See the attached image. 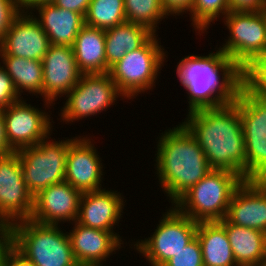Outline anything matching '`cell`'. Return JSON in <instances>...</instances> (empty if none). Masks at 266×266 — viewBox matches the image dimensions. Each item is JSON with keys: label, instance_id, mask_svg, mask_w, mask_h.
Listing matches in <instances>:
<instances>
[{"label": "cell", "instance_id": "11", "mask_svg": "<svg viewBox=\"0 0 266 266\" xmlns=\"http://www.w3.org/2000/svg\"><path fill=\"white\" fill-rule=\"evenodd\" d=\"M60 119L73 122L106 111L123 95L109 73L82 74L78 84L67 94Z\"/></svg>", "mask_w": 266, "mask_h": 266}, {"label": "cell", "instance_id": "20", "mask_svg": "<svg viewBox=\"0 0 266 266\" xmlns=\"http://www.w3.org/2000/svg\"><path fill=\"white\" fill-rule=\"evenodd\" d=\"M74 226L67 233L79 266H102L103 261L123 245V241L113 232L85 227L76 221Z\"/></svg>", "mask_w": 266, "mask_h": 266}, {"label": "cell", "instance_id": "15", "mask_svg": "<svg viewBox=\"0 0 266 266\" xmlns=\"http://www.w3.org/2000/svg\"><path fill=\"white\" fill-rule=\"evenodd\" d=\"M82 193L66 181L53 184L33 196L30 219L46 225L75 222Z\"/></svg>", "mask_w": 266, "mask_h": 266}, {"label": "cell", "instance_id": "32", "mask_svg": "<svg viewBox=\"0 0 266 266\" xmlns=\"http://www.w3.org/2000/svg\"><path fill=\"white\" fill-rule=\"evenodd\" d=\"M21 98L23 99L16 92L11 77L0 63V110L8 108Z\"/></svg>", "mask_w": 266, "mask_h": 266}, {"label": "cell", "instance_id": "6", "mask_svg": "<svg viewBox=\"0 0 266 266\" xmlns=\"http://www.w3.org/2000/svg\"><path fill=\"white\" fill-rule=\"evenodd\" d=\"M163 50L153 34L141 47L127 52L110 68L111 79L124 98H135L153 87L165 61Z\"/></svg>", "mask_w": 266, "mask_h": 266}, {"label": "cell", "instance_id": "26", "mask_svg": "<svg viewBox=\"0 0 266 266\" xmlns=\"http://www.w3.org/2000/svg\"><path fill=\"white\" fill-rule=\"evenodd\" d=\"M2 65L11 77L16 92L21 96L25 90L43 97V67L39 60L6 55L0 49ZM24 89V91H23Z\"/></svg>", "mask_w": 266, "mask_h": 266}, {"label": "cell", "instance_id": "5", "mask_svg": "<svg viewBox=\"0 0 266 266\" xmlns=\"http://www.w3.org/2000/svg\"><path fill=\"white\" fill-rule=\"evenodd\" d=\"M63 232L58 225L20 220L12 224V245L36 266H79Z\"/></svg>", "mask_w": 266, "mask_h": 266}, {"label": "cell", "instance_id": "23", "mask_svg": "<svg viewBox=\"0 0 266 266\" xmlns=\"http://www.w3.org/2000/svg\"><path fill=\"white\" fill-rule=\"evenodd\" d=\"M82 74L106 73L105 30L84 25L72 45Z\"/></svg>", "mask_w": 266, "mask_h": 266}, {"label": "cell", "instance_id": "39", "mask_svg": "<svg viewBox=\"0 0 266 266\" xmlns=\"http://www.w3.org/2000/svg\"><path fill=\"white\" fill-rule=\"evenodd\" d=\"M14 152L8 145L2 110H0V156Z\"/></svg>", "mask_w": 266, "mask_h": 266}, {"label": "cell", "instance_id": "2", "mask_svg": "<svg viewBox=\"0 0 266 266\" xmlns=\"http://www.w3.org/2000/svg\"><path fill=\"white\" fill-rule=\"evenodd\" d=\"M176 72L189 94V112L234 103L243 86L242 69L219 48L207 56H185Z\"/></svg>", "mask_w": 266, "mask_h": 266}, {"label": "cell", "instance_id": "25", "mask_svg": "<svg viewBox=\"0 0 266 266\" xmlns=\"http://www.w3.org/2000/svg\"><path fill=\"white\" fill-rule=\"evenodd\" d=\"M204 266H237L225 228L218 222H198Z\"/></svg>", "mask_w": 266, "mask_h": 266}, {"label": "cell", "instance_id": "9", "mask_svg": "<svg viewBox=\"0 0 266 266\" xmlns=\"http://www.w3.org/2000/svg\"><path fill=\"white\" fill-rule=\"evenodd\" d=\"M246 152V180H266V100L243 86L237 100Z\"/></svg>", "mask_w": 266, "mask_h": 266}, {"label": "cell", "instance_id": "8", "mask_svg": "<svg viewBox=\"0 0 266 266\" xmlns=\"http://www.w3.org/2000/svg\"><path fill=\"white\" fill-rule=\"evenodd\" d=\"M171 208L163 214L153 235L134 244L151 266H163L196 237L198 222L173 208V204Z\"/></svg>", "mask_w": 266, "mask_h": 266}, {"label": "cell", "instance_id": "17", "mask_svg": "<svg viewBox=\"0 0 266 266\" xmlns=\"http://www.w3.org/2000/svg\"><path fill=\"white\" fill-rule=\"evenodd\" d=\"M32 14L21 11L0 39V49L6 55L39 61L45 56L49 39Z\"/></svg>", "mask_w": 266, "mask_h": 266}, {"label": "cell", "instance_id": "1", "mask_svg": "<svg viewBox=\"0 0 266 266\" xmlns=\"http://www.w3.org/2000/svg\"><path fill=\"white\" fill-rule=\"evenodd\" d=\"M182 122L198 141L212 169L233 171L246 180V152L239 108L230 103L188 112Z\"/></svg>", "mask_w": 266, "mask_h": 266}, {"label": "cell", "instance_id": "38", "mask_svg": "<svg viewBox=\"0 0 266 266\" xmlns=\"http://www.w3.org/2000/svg\"><path fill=\"white\" fill-rule=\"evenodd\" d=\"M12 244V224L0 219V262L4 251Z\"/></svg>", "mask_w": 266, "mask_h": 266}, {"label": "cell", "instance_id": "30", "mask_svg": "<svg viewBox=\"0 0 266 266\" xmlns=\"http://www.w3.org/2000/svg\"><path fill=\"white\" fill-rule=\"evenodd\" d=\"M243 87L266 100V51L242 69Z\"/></svg>", "mask_w": 266, "mask_h": 266}, {"label": "cell", "instance_id": "33", "mask_svg": "<svg viewBox=\"0 0 266 266\" xmlns=\"http://www.w3.org/2000/svg\"><path fill=\"white\" fill-rule=\"evenodd\" d=\"M20 12L17 0H0V39Z\"/></svg>", "mask_w": 266, "mask_h": 266}, {"label": "cell", "instance_id": "13", "mask_svg": "<svg viewBox=\"0 0 266 266\" xmlns=\"http://www.w3.org/2000/svg\"><path fill=\"white\" fill-rule=\"evenodd\" d=\"M2 114L7 142L14 152L35 146L51 135L52 122L48 112L40 111L22 99L2 109Z\"/></svg>", "mask_w": 266, "mask_h": 266}, {"label": "cell", "instance_id": "27", "mask_svg": "<svg viewBox=\"0 0 266 266\" xmlns=\"http://www.w3.org/2000/svg\"><path fill=\"white\" fill-rule=\"evenodd\" d=\"M124 22V0H91L84 16L85 25L104 30Z\"/></svg>", "mask_w": 266, "mask_h": 266}, {"label": "cell", "instance_id": "36", "mask_svg": "<svg viewBox=\"0 0 266 266\" xmlns=\"http://www.w3.org/2000/svg\"><path fill=\"white\" fill-rule=\"evenodd\" d=\"M163 7L169 15H182L183 12H190L193 0H161Z\"/></svg>", "mask_w": 266, "mask_h": 266}, {"label": "cell", "instance_id": "34", "mask_svg": "<svg viewBox=\"0 0 266 266\" xmlns=\"http://www.w3.org/2000/svg\"><path fill=\"white\" fill-rule=\"evenodd\" d=\"M0 266H36L31 260L27 259L12 244L4 251Z\"/></svg>", "mask_w": 266, "mask_h": 266}, {"label": "cell", "instance_id": "28", "mask_svg": "<svg viewBox=\"0 0 266 266\" xmlns=\"http://www.w3.org/2000/svg\"><path fill=\"white\" fill-rule=\"evenodd\" d=\"M124 10L127 22L143 25L154 34L157 24L170 16L161 0H124Z\"/></svg>", "mask_w": 266, "mask_h": 266}, {"label": "cell", "instance_id": "7", "mask_svg": "<svg viewBox=\"0 0 266 266\" xmlns=\"http://www.w3.org/2000/svg\"><path fill=\"white\" fill-rule=\"evenodd\" d=\"M49 139L48 136L35 146L17 151L24 181L33 196L53 184L65 181L68 145L72 139Z\"/></svg>", "mask_w": 266, "mask_h": 266}, {"label": "cell", "instance_id": "4", "mask_svg": "<svg viewBox=\"0 0 266 266\" xmlns=\"http://www.w3.org/2000/svg\"><path fill=\"white\" fill-rule=\"evenodd\" d=\"M244 179L226 169H212L174 204L182 214L197 222H213L226 218L229 203Z\"/></svg>", "mask_w": 266, "mask_h": 266}, {"label": "cell", "instance_id": "35", "mask_svg": "<svg viewBox=\"0 0 266 266\" xmlns=\"http://www.w3.org/2000/svg\"><path fill=\"white\" fill-rule=\"evenodd\" d=\"M230 11L262 12L266 9V0H229Z\"/></svg>", "mask_w": 266, "mask_h": 266}, {"label": "cell", "instance_id": "29", "mask_svg": "<svg viewBox=\"0 0 266 266\" xmlns=\"http://www.w3.org/2000/svg\"><path fill=\"white\" fill-rule=\"evenodd\" d=\"M229 12V0H193L189 15L195 31L204 33L211 22L217 21L221 15L225 17Z\"/></svg>", "mask_w": 266, "mask_h": 266}, {"label": "cell", "instance_id": "16", "mask_svg": "<svg viewBox=\"0 0 266 266\" xmlns=\"http://www.w3.org/2000/svg\"><path fill=\"white\" fill-rule=\"evenodd\" d=\"M92 139L81 136L69 142L65 181L81 193L101 190L103 166Z\"/></svg>", "mask_w": 266, "mask_h": 266}, {"label": "cell", "instance_id": "31", "mask_svg": "<svg viewBox=\"0 0 266 266\" xmlns=\"http://www.w3.org/2000/svg\"><path fill=\"white\" fill-rule=\"evenodd\" d=\"M163 266H204L197 236L184 249L174 254Z\"/></svg>", "mask_w": 266, "mask_h": 266}, {"label": "cell", "instance_id": "14", "mask_svg": "<svg viewBox=\"0 0 266 266\" xmlns=\"http://www.w3.org/2000/svg\"><path fill=\"white\" fill-rule=\"evenodd\" d=\"M41 62L43 98L45 105L49 106L58 96H66L78 84L82 73L78 69L72 46L50 44Z\"/></svg>", "mask_w": 266, "mask_h": 266}, {"label": "cell", "instance_id": "19", "mask_svg": "<svg viewBox=\"0 0 266 266\" xmlns=\"http://www.w3.org/2000/svg\"><path fill=\"white\" fill-rule=\"evenodd\" d=\"M117 191L97 190L82 193L76 222L89 228L114 232L113 226L119 223L124 209V198Z\"/></svg>", "mask_w": 266, "mask_h": 266}, {"label": "cell", "instance_id": "3", "mask_svg": "<svg viewBox=\"0 0 266 266\" xmlns=\"http://www.w3.org/2000/svg\"><path fill=\"white\" fill-rule=\"evenodd\" d=\"M161 134L157 142L155 169L159 184L174 204L212 168L198 141L183 124Z\"/></svg>", "mask_w": 266, "mask_h": 266}, {"label": "cell", "instance_id": "18", "mask_svg": "<svg viewBox=\"0 0 266 266\" xmlns=\"http://www.w3.org/2000/svg\"><path fill=\"white\" fill-rule=\"evenodd\" d=\"M226 219L266 233V180H244L232 195Z\"/></svg>", "mask_w": 266, "mask_h": 266}, {"label": "cell", "instance_id": "10", "mask_svg": "<svg viewBox=\"0 0 266 266\" xmlns=\"http://www.w3.org/2000/svg\"><path fill=\"white\" fill-rule=\"evenodd\" d=\"M224 21L231 36L219 49L243 69L266 51L265 12L230 11Z\"/></svg>", "mask_w": 266, "mask_h": 266}, {"label": "cell", "instance_id": "37", "mask_svg": "<svg viewBox=\"0 0 266 266\" xmlns=\"http://www.w3.org/2000/svg\"><path fill=\"white\" fill-rule=\"evenodd\" d=\"M91 0H55L53 3L62 9L72 10L85 16Z\"/></svg>", "mask_w": 266, "mask_h": 266}, {"label": "cell", "instance_id": "12", "mask_svg": "<svg viewBox=\"0 0 266 266\" xmlns=\"http://www.w3.org/2000/svg\"><path fill=\"white\" fill-rule=\"evenodd\" d=\"M33 195L23 178L17 152L0 156V219L11 224L30 219Z\"/></svg>", "mask_w": 266, "mask_h": 266}, {"label": "cell", "instance_id": "22", "mask_svg": "<svg viewBox=\"0 0 266 266\" xmlns=\"http://www.w3.org/2000/svg\"><path fill=\"white\" fill-rule=\"evenodd\" d=\"M218 222L226 230L237 266H263L266 263V233L234 225L226 218Z\"/></svg>", "mask_w": 266, "mask_h": 266}, {"label": "cell", "instance_id": "21", "mask_svg": "<svg viewBox=\"0 0 266 266\" xmlns=\"http://www.w3.org/2000/svg\"><path fill=\"white\" fill-rule=\"evenodd\" d=\"M35 9L38 10L39 17H34L47 34L50 44L72 46L85 25L84 17L80 13L62 9L54 3L41 4L32 11Z\"/></svg>", "mask_w": 266, "mask_h": 266}, {"label": "cell", "instance_id": "40", "mask_svg": "<svg viewBox=\"0 0 266 266\" xmlns=\"http://www.w3.org/2000/svg\"><path fill=\"white\" fill-rule=\"evenodd\" d=\"M55 0H17L20 11L22 12H32V10L45 3H53ZM26 10V11H25Z\"/></svg>", "mask_w": 266, "mask_h": 266}, {"label": "cell", "instance_id": "24", "mask_svg": "<svg viewBox=\"0 0 266 266\" xmlns=\"http://www.w3.org/2000/svg\"><path fill=\"white\" fill-rule=\"evenodd\" d=\"M154 33L147 27L124 22L105 30L106 73L127 53L141 47Z\"/></svg>", "mask_w": 266, "mask_h": 266}]
</instances>
